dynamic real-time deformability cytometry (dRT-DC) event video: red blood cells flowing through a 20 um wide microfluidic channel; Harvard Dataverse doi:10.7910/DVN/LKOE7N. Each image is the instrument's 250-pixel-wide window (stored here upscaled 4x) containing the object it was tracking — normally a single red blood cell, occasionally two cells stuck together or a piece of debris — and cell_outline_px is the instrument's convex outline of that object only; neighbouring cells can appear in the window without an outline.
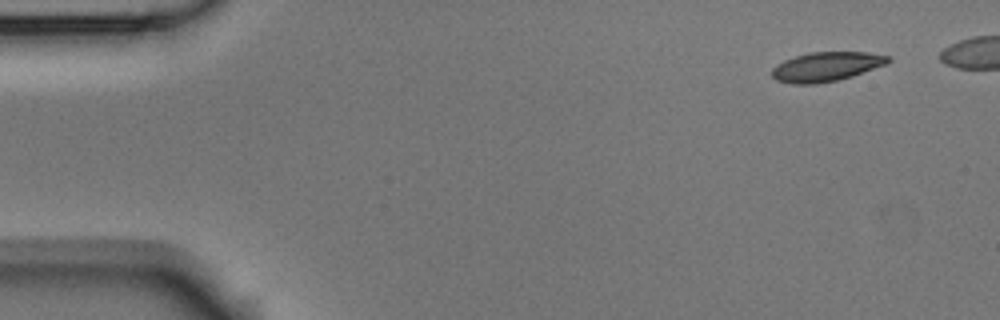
{"species": "Egyptian fruit bat (a non-hibernating species)", "species_latin": "Rousettus aegyptiacus", "temperature_condition": "room temperature", "stored_images_in_passage": 5, "camera_frame_rate_fps": 3000, "um_per_image_px": 0.085, "animal": {"sex": "male"}, "frame": {"image": 1, "passage_image": 1, "time_ms": 0.0, "image_size_px": [1000, 320], "cell_outline_px": [[892, 60], [888, 64], [852, 76], [836, 80], [816, 84], [792, 84], [776, 80], [772, 76], [772, 68], [776, 64], [784, 60], [808, 52], [868, 52], [888, 56]], "centroid_in_image_um": [70.23, 5.66], "position_along_channel_um": 14.8, "area_um2": 19.94}}